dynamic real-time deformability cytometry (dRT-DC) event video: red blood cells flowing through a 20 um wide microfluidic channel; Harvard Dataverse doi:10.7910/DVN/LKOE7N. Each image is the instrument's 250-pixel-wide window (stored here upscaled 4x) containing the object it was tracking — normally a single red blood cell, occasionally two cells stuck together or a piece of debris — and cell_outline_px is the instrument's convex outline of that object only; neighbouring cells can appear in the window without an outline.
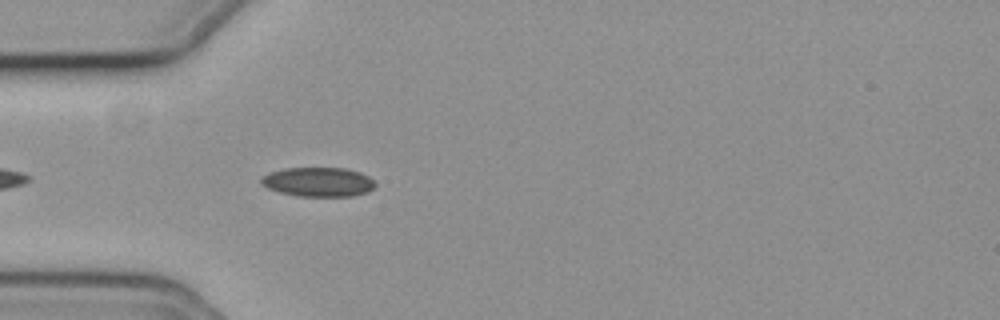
{"species": "common noctule bat (a hibernating species)", "species_latin": "Nyctalus noctula", "temperature_condition": "cold", "stored_images_in_passage": 27, "camera_frame_rate_fps": 3000, "um_per_image_px": 0.085, "animal": {"sex": "female", "body_mass_g": 19.3, "forearm_length_mm": 54.1}, "frame": {"image": 1, "passage_image": 4, "time_ms": 1.0, "image_size_px": [1000, 320], "cell_outline_px": [[376, 184], [368, 192], [352, 196], [296, 196], [280, 192], [268, 188], [260, 184], [260, 180], [264, 176], [272, 172], [284, 168], [348, 168], [360, 172], [368, 176]], "centroid_in_image_um": [27.06, 15.46], "position_along_channel_um": 57.9, "area_um2": 19.42}}
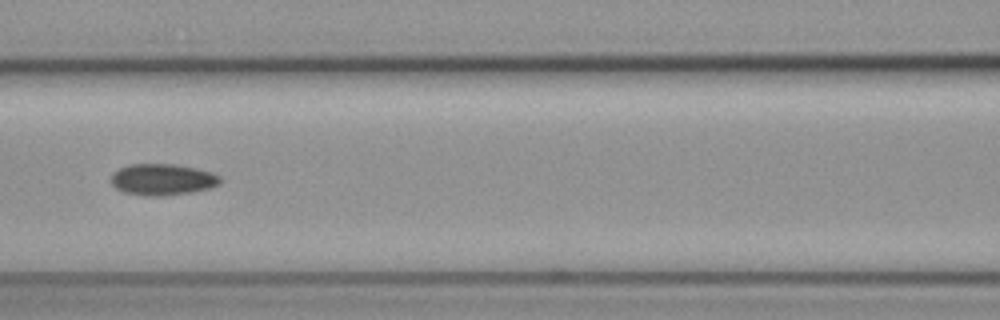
{"frame": {"image": 2, "passage_image": 12, "time_ms": 3.667, "image_size_px": [1000, 320], "cell_outline_px": [[220, 184], [212, 188], [192, 192], [164, 196], [144, 196], [124, 192], [116, 188], [112, 184], [112, 172], [128, 164], [176, 164], [196, 168], [212, 172], [220, 176]], "centroid_in_image_um": [13.83, 15.26], "position_along_channel_um": 152.8, "area_um2": 20.17}}
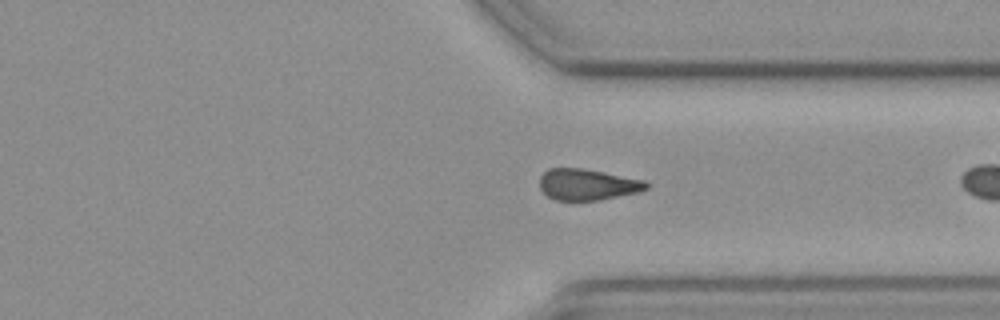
{"frame": {"image": 3, "passage_image": 26, "time_ms": 8.333, "image_size_px": [1000, 320], "cell_outline_px": [[648, 188], [640, 192], [600, 200], [572, 204], [556, 200], [548, 196], [540, 188], [540, 176], [548, 168], [584, 168], [644, 180], [648, 184]], "centroid_in_image_um": [49.91, 15.73], "position_along_channel_um": 361.5, "area_um2": 20.06}}